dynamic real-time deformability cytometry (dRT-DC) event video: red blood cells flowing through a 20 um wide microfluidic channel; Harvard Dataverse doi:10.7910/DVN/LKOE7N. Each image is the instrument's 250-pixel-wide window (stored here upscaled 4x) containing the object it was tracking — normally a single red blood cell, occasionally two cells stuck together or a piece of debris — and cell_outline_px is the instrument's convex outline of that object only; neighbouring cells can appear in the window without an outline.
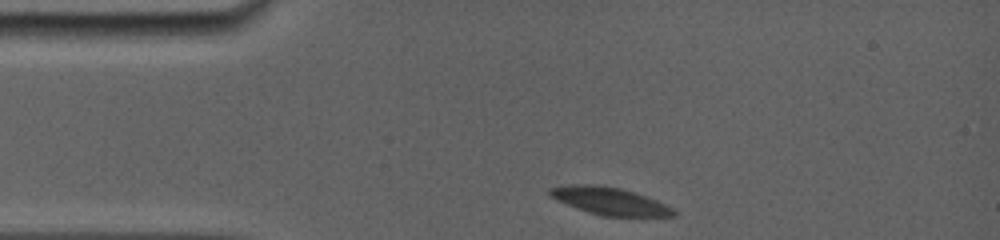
{"species": "common noctule bat (a hibernating species)", "species_latin": "Nyctalus noctula", "temperature_condition": "room temperature", "stored_images_in_passage": 24, "camera_frame_rate_fps": 5000, "um_per_image_px": 0.085, "animal": {"sex": "female", "body_mass_g": 19.0, "forearm_length_mm": 56.7}, "frame": {"image": 1, "passage_image": 1, "time_ms": 0.0, "image_size_px": [1000, 240], "cell_outline_px": [[676, 216], [604, 216], [588, 212], [576, 208], [556, 200], [548, 196], [548, 188], [572, 184], [600, 184], [620, 188], [636, 192], [656, 200], [672, 208], [676, 212]], "centroid_in_image_um": [51.78, 17.07], "position_along_channel_um": 33.2, "area_um2": 19.94}}
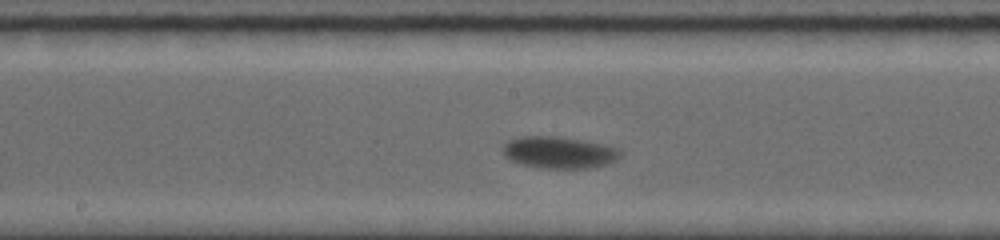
{"frame": {"image": 2, "passage_image": 11, "time_ms": 5.6, "image_size_px": [1000, 240], "cell_outline_px": [[620, 156], [616, 160], [608, 164], [588, 168], [540, 168], [520, 164], [508, 160], [500, 152], [504, 144], [508, 140], [520, 136], [560, 136], [584, 140], [604, 144], [620, 148]], "centroid_in_image_um": [47.48, 12.95], "position_along_channel_um": 200.7, "area_um2": 22.25}}
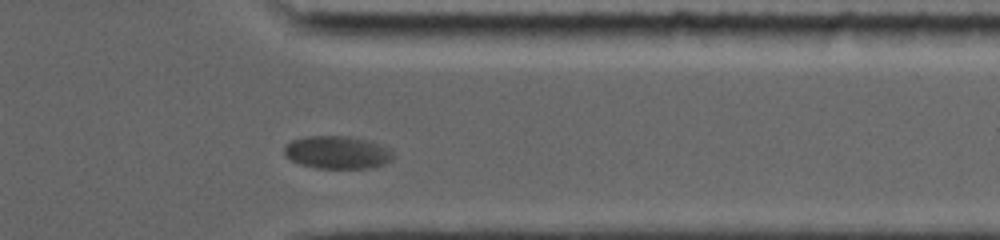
{"frame": {"image": 3, "passage_image": 21, "time_ms": 10.6, "image_size_px": [1000, 240], "cell_outline_px": [[392, 160], [384, 164], [368, 168], [316, 168], [300, 164], [284, 156], [284, 144], [292, 140], [304, 136], [348, 136], [368, 140], [388, 148], [392, 152]], "centroid_in_image_um": [28.62, 12.95], "position_along_channel_um": 382.8, "area_um2": 20.87}, "authors_computed_cell_mechanics": {"area_um2": 20.8947, "velocity_mm_per_s": 3.6142, "shape_relaxation_time_tau1_ms": 2.6113, "shape_relaxation_time_tau2_ms": null, "deformation_change_tau1": 0.1003, "deformation_change_tau2": null}}